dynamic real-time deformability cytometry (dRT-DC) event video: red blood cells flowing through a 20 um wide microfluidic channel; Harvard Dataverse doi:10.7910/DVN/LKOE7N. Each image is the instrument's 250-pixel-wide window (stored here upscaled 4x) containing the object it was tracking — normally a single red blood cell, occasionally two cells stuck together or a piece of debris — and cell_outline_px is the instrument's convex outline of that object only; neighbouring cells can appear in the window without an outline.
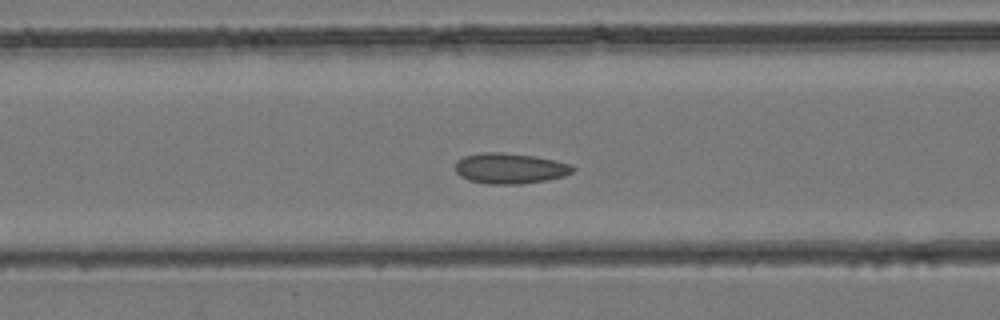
{"species": "common noctule bat (a hibernating species)", "species_latin": "Nyctalus noctula", "temperature_condition": "room temperature", "stored_images_in_passage": 39, "camera_frame_rate_fps": 3000, "um_per_image_px": 0.085, "animal": {"sex": "female", "body_mass_g": 24.6, "forearm_length_mm": 56.2}, "frame": {"image": 1, "passage_image": 15, "time_ms": 4.667, "image_size_px": [1000, 320], "cell_outline_px": [[576, 168], [572, 172], [564, 176], [548, 180], [520, 184], [488, 184], [468, 180], [460, 176], [456, 172], [456, 160], [464, 156], [484, 152], [500, 152], [536, 156], [572, 164]], "centroid_in_image_um": [43.36, 14.31], "position_along_channel_um": 123.2, "area_um2": 21.1}}
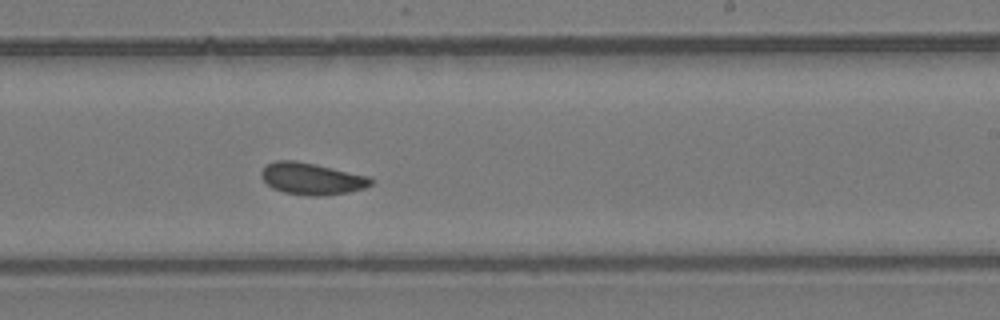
{"frame": {"image": 2, "passage_image": 23, "time_ms": 7.333, "image_size_px": [1000, 320], "cell_outline_px": [[376, 180], [372, 184], [364, 188], [348, 192], [320, 196], [308, 196], [284, 192], [272, 188], [260, 176], [260, 172], [268, 164], [276, 160], [296, 160], [316, 164], [368, 176]], "centroid_in_image_um": [26.51, 15.19], "position_along_channel_um": 262.5, "area_um2": 20.35}}
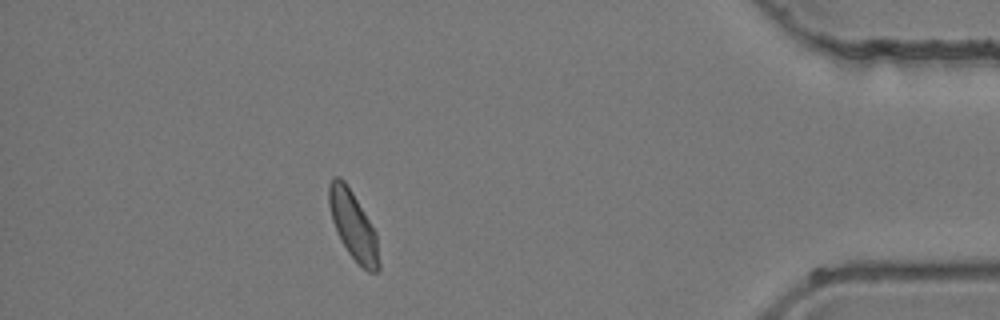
{"frame": {"image": 3, "passage_image": 34, "time_ms": 11.0, "image_size_px": [1000, 320], "cell_outline_px": [[380, 268], [376, 272], [368, 272], [348, 252], [332, 220], [328, 204], [328, 184], [332, 176], [340, 176], [344, 180], [352, 192], [376, 232], [380, 264]], "centroid_in_image_um": [30.01, 19.12], "position_along_channel_um": 405.2, "area_um2": 19.59}}